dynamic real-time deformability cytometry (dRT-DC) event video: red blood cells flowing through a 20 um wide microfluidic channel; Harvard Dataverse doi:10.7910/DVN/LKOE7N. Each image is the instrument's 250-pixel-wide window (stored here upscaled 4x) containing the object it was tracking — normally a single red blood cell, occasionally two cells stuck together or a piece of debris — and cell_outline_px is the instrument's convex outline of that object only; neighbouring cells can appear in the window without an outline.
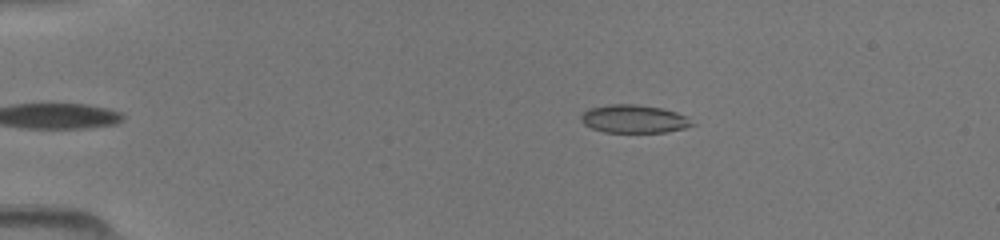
{"species": "common noctule bat (a hibernating species)", "species_latin": "Nyctalus noctula", "temperature_condition": "room temperature", "stored_images_in_passage": 20, "camera_frame_rate_fps": 3000, "um_per_image_px": 0.085, "animal": {"sex": "female", "body_mass_g": 19.5, "forearm_length_mm": 54.1}, "frame": {"image": 1, "passage_image": 1, "time_ms": 0.0, "image_size_px": [1000, 240], "cell_outline_px": [[696, 124], [684, 128], [668, 132], [604, 132], [592, 128], [584, 124], [580, 120], [580, 116], [588, 108], [608, 104], [636, 104], [664, 108], [688, 116]], "centroid_in_image_um": [53.91, 10.1], "position_along_channel_um": 31.1, "area_um2": 18.44}}
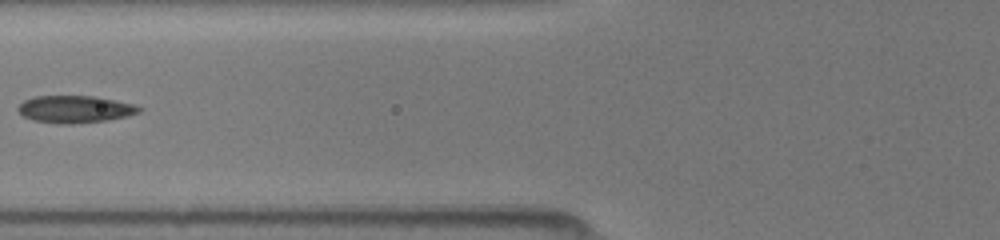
{"frame": {"image": 2, "passage_image": 9, "time_ms": 2.667, "image_size_px": [1000, 240], "cell_outline_px": [[144, 108], [140, 112], [128, 116], [108, 120], [72, 124], [56, 124], [32, 120], [24, 116], [16, 108], [24, 100], [32, 96], [96, 96], [116, 100], [132, 104]], "centroid_in_image_um": [6.38, 9.28], "position_along_channel_um": 119.4, "area_um2": 19.42}}
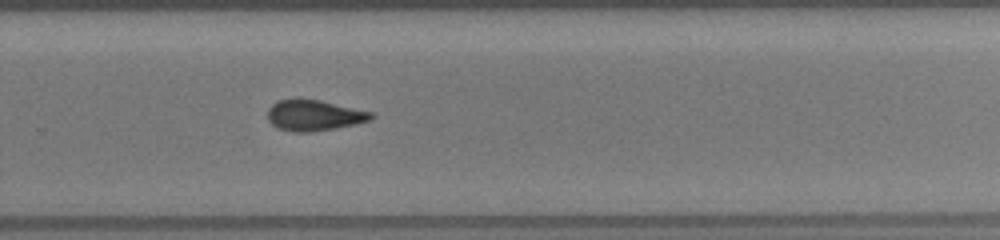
{"frame": {"image": 3, "passage_image": 20, "time_ms": 6.333, "image_size_px": [1000, 240], "cell_outline_px": [[376, 116], [372, 120], [312, 132], [292, 132], [280, 128], [272, 124], [268, 120], [268, 108], [272, 104], [280, 100], [320, 100], [372, 112]], "centroid_in_image_um": [26.71, 9.81], "position_along_channel_um": 303.1, "area_um2": 18.21}}